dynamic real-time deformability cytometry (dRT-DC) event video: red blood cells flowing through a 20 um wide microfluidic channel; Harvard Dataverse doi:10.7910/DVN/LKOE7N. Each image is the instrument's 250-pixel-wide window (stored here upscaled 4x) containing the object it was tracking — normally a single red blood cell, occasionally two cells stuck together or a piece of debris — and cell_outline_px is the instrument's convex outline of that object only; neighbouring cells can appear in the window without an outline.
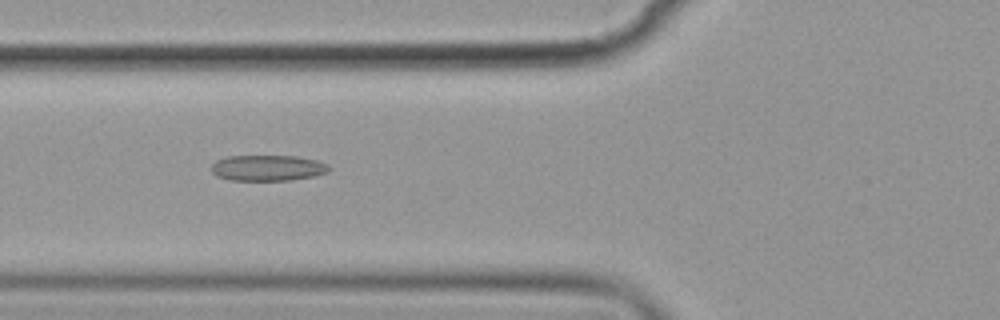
{"species": "common noctule bat (a hibernating species)", "species_latin": "Nyctalus noctula", "temperature_condition": "cold", "stored_images_in_passage": 9, "camera_frame_rate_fps": 3000, "um_per_image_px": 0.085, "animal": {"sex": "female", "body_mass_g": 19.9}, "frame": {"image": 1, "passage_image": 6, "time_ms": 6.0, "image_size_px": [1000, 320], "cell_outline_px": [[328, 172], [316, 176], [288, 180], [232, 180], [216, 176], [212, 172], [212, 164], [216, 160], [228, 156], [296, 156], [316, 160], [328, 164]], "centroid_in_image_um": [22.75, 14.27], "position_along_channel_um": 103.1, "area_um2": 17.63}}
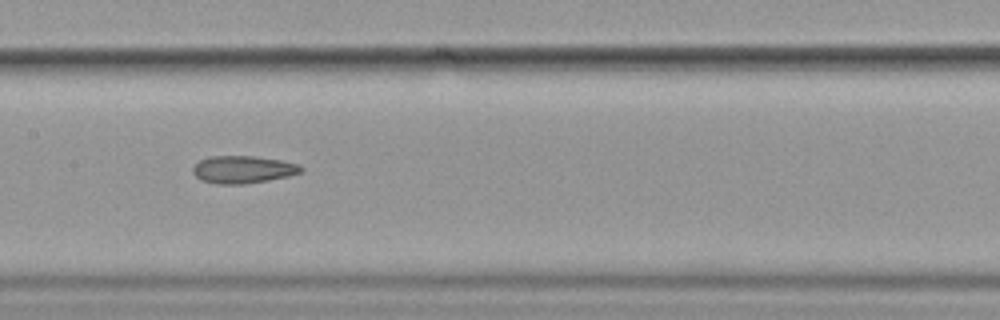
{"frame": {"image": 2, "passage_image": 8, "time_ms": 8.333, "image_size_px": [1000, 320], "cell_outline_px": [[304, 172], [288, 176], [268, 180], [244, 184], [216, 184], [200, 180], [192, 172], [192, 168], [200, 160], [208, 156], [256, 156], [280, 160], [300, 164], [304, 168]], "centroid_in_image_um": [20.67, 14.41], "position_along_channel_um": 186.7, "area_um2": 17.51}}
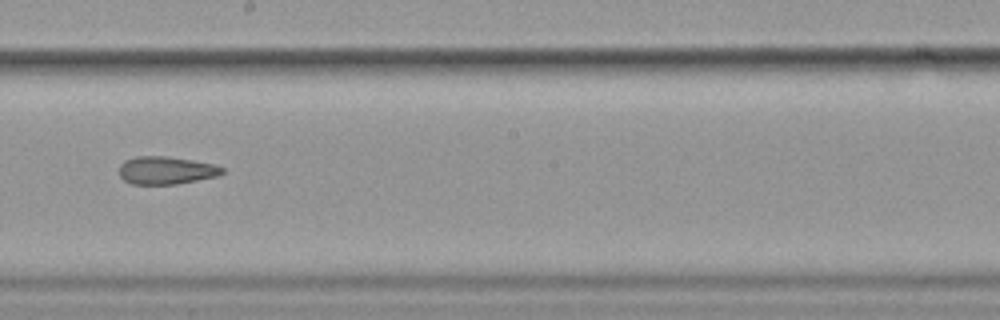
{"frame": {"image": 3, "passage_image": 9, "time_ms": 9.667, "image_size_px": [1000, 320], "cell_outline_px": [[224, 172], [216, 176], [176, 184], [132, 184], [124, 180], [120, 176], [120, 164], [124, 160], [136, 156], [164, 156], [192, 160], [216, 164], [224, 168]], "centroid_in_image_um": [14.11, 14.47], "position_along_channel_um": 234.1, "area_um2": 16.65}}